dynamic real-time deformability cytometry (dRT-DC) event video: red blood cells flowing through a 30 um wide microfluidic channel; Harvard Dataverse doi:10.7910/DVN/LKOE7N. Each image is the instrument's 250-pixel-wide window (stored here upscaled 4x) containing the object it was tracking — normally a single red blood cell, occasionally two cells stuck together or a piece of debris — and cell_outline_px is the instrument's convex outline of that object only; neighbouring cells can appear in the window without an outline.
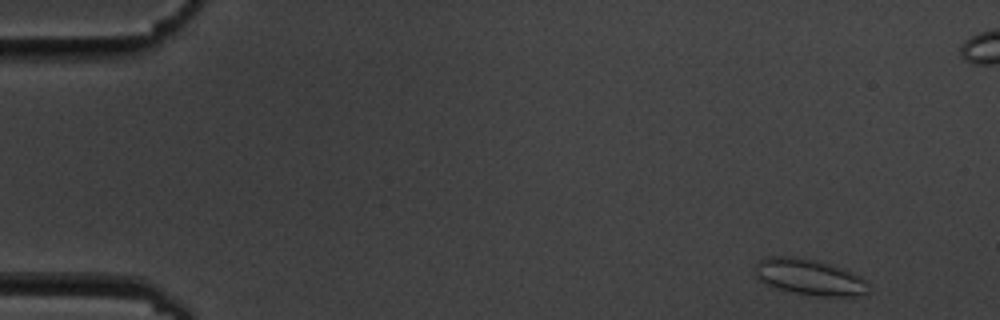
{"species": "common noctule bat (a hibernating species)", "species_latin": "Nyctalus noctula", "temperature_condition": "cold", "stored_images_in_passage": 6, "camera_frame_rate_fps": 3000, "um_per_image_px": 0.085, "animal": {"sex": "male", "body_mass_g": 19.5, "forearm_length_mm": 54.6}, "frame": {"image": 1, "passage_image": 1, "time_ms": 0.0, "image_size_px": [1000, 320], "cell_outline_px": [[872, 292], [860, 296], [816, 296], [792, 292], [764, 284], [756, 276], [752, 268], [764, 256], [792, 256], [816, 260], [844, 268], [860, 276], [868, 284]], "centroid_in_image_um": [68.8, 23.55], "position_along_channel_um": 16.2, "area_um2": 24.28}}
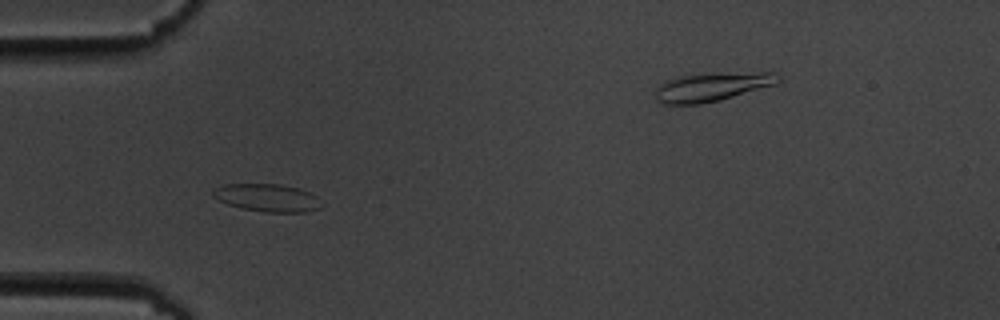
{"frame": {"image": 2, "passage_image": 5, "time_ms": 4.333, "image_size_px": [1000, 320], "cell_outline_px": [[320, 208], [304, 212], [264, 212], [240, 208], [228, 204], [212, 196], [212, 188], [224, 184], [280, 184], [296, 188], [308, 192], [316, 196]], "centroid_in_image_um": [22.64, 16.8], "position_along_channel_um": 62.4, "area_um2": 17.34}}
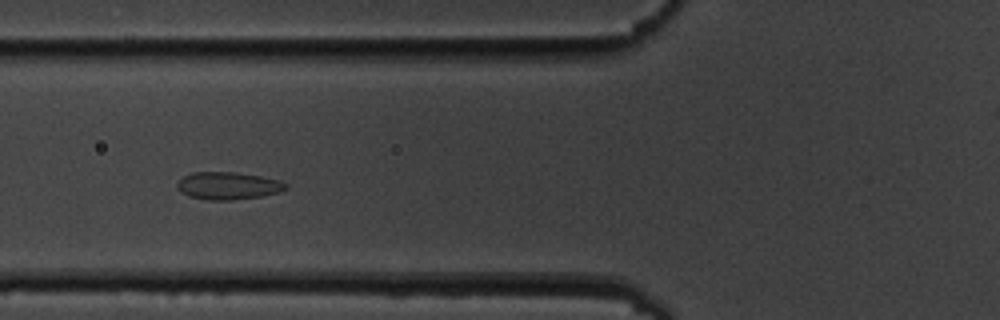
{"frame": {"image": 3, "passage_image": 6, "time_ms": 5.667, "image_size_px": [1000, 320], "cell_outline_px": [[288, 188], [280, 192], [260, 196], [232, 200], [208, 200], [188, 196], [180, 192], [176, 188], [176, 184], [184, 176], [192, 172], [236, 172], [260, 176], [280, 180], [288, 184]], "centroid_in_image_um": [19.38, 15.79], "position_along_channel_um": 106.4, "area_um2": 17.51}}